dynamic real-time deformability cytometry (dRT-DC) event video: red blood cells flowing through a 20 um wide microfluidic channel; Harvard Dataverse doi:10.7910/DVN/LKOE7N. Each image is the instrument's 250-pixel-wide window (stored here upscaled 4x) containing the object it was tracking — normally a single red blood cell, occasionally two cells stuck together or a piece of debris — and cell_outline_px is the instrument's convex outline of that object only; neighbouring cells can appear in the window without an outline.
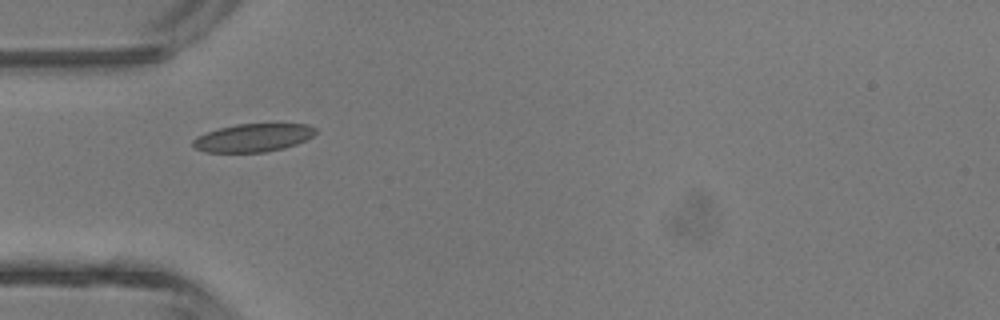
{"species": "common noctule bat (a hibernating species)", "species_latin": "Nyctalus noctula", "temperature_condition": "room temperature", "stored_images_in_passage": 1, "camera_frame_rate_fps": 3000, "um_per_image_px": 0.085, "animal": {"sex": "male", "body_mass_g": 13.3}, "frame": {"image": 1, "passage_image": 1, "time_ms": 0.0, "image_size_px": [1000, 320], "cell_outline_px": [[316, 132], [312, 136], [296, 144], [284, 148], [264, 152], [208, 152], [196, 148], [192, 144], [192, 140], [196, 136], [220, 128], [236, 124], [308, 124], [316, 128]], "centroid_in_image_um": [21.52, 11.7], "position_along_channel_um": 63.5, "area_um2": 19.88}}